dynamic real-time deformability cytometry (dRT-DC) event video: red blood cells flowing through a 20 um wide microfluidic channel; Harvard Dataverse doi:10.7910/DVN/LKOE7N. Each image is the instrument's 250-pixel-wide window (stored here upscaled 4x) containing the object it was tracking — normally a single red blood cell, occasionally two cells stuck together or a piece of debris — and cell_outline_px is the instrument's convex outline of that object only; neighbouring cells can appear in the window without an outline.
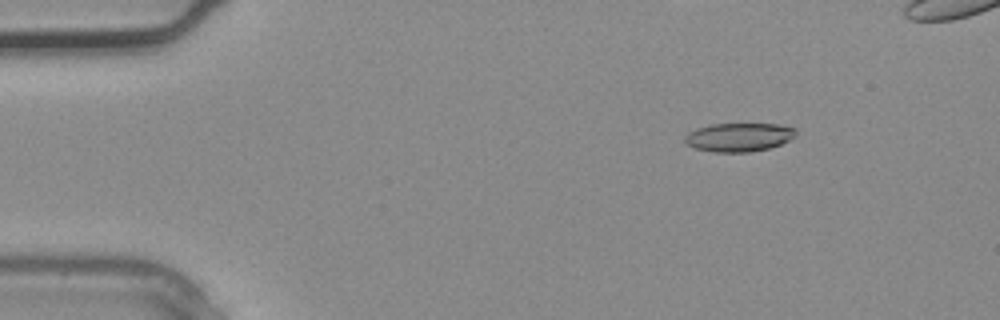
{"species": "common noctule bat (a hibernating species)", "species_latin": "Nyctalus noctula", "temperature_condition": "warm", "stored_images_in_passage": 3, "camera_frame_rate_fps": 3000, "um_per_image_px": 0.085, "animal": {"sex": "male", "body_mass_g": 20.4}, "frame": {"image": 1, "passage_image": 1, "time_ms": 0.0, "image_size_px": [1000, 320], "cell_outline_px": [[796, 136], [780, 144], [768, 148], [748, 152], [712, 152], [696, 148], [688, 144], [684, 140], [684, 136], [688, 132], [696, 128], [712, 124], [776, 124], [796, 128]], "centroid_in_image_um": [62.79, 11.65], "position_along_channel_um": 22.2, "area_um2": 18.44}}